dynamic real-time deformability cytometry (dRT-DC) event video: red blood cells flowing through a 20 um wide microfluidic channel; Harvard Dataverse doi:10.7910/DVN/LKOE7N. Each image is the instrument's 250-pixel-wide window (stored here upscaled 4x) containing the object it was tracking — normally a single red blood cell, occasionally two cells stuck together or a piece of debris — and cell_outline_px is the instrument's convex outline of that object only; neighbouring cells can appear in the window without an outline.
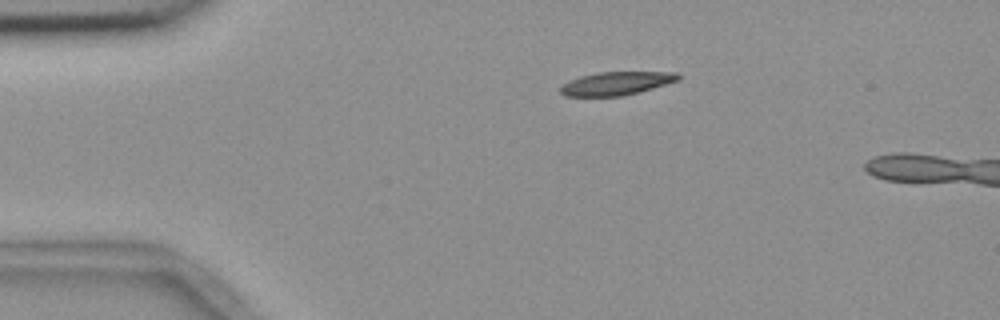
{"species": "common noctule bat (a hibernating species)", "species_latin": "Nyctalus noctula", "temperature_condition": "room temperature", "stored_images_in_passage": 42, "camera_frame_rate_fps": 3000, "um_per_image_px": 0.085, "animal": {"sex": "female", "body_mass_g": 18.4}, "frame": {"image": 1, "passage_image": 1, "time_ms": 0.0, "image_size_px": [1000, 320], "cell_outline_px": [[680, 80], [640, 92], [620, 96], [564, 96], [560, 92], [560, 88], [564, 84], [580, 76], [596, 72], [676, 72], [680, 76]], "centroid_in_image_um": [52.41, 7.09], "position_along_channel_um": 32.6, "area_um2": 15.95}}
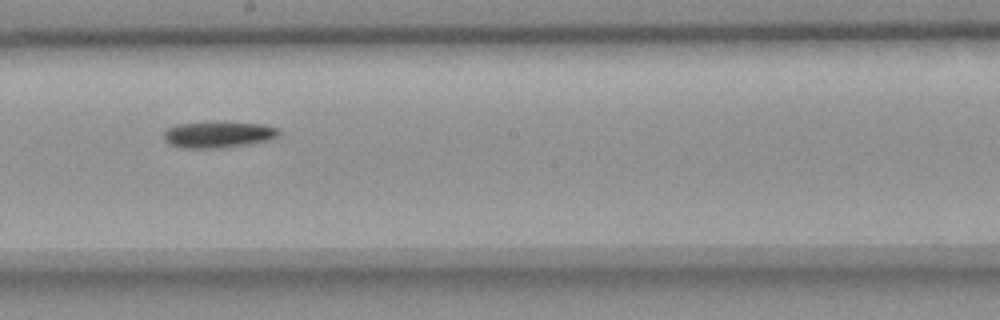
{"frame": {"image": 2, "passage_image": 21, "time_ms": 6.667, "image_size_px": [1000, 320], "cell_outline_px": [[280, 136], [272, 140], [248, 144], [220, 148], [180, 148], [168, 144], [164, 140], [164, 132], [168, 128], [176, 124], [216, 120], [260, 124], [276, 128], [280, 132]], "centroid_in_image_um": [18.54, 11.42], "position_along_channel_um": 229.7, "area_um2": 18.26}}
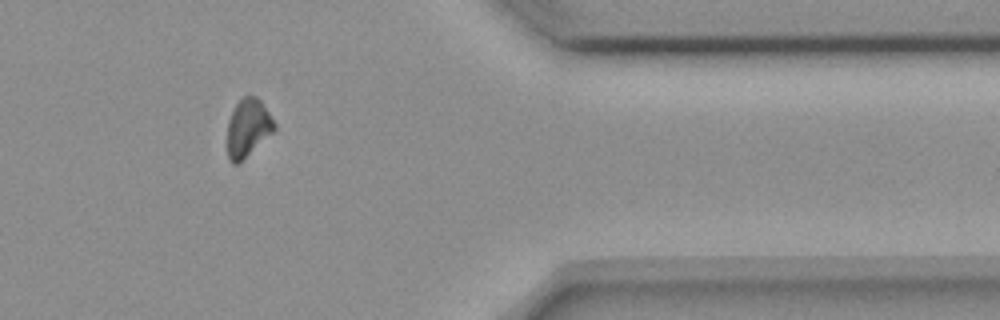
{"frame": {"image": 3, "passage_image": 36, "time_ms": 11.667, "image_size_px": [1000, 320], "cell_outline_px": [[276, 128], [272, 132], [236, 164], [232, 164], [228, 160], [228, 120], [236, 104], [244, 96], [256, 96], [260, 100], [276, 124]], "centroid_in_image_um": [21.06, 10.84], "position_along_channel_um": 390.3, "area_um2": 15.32}}